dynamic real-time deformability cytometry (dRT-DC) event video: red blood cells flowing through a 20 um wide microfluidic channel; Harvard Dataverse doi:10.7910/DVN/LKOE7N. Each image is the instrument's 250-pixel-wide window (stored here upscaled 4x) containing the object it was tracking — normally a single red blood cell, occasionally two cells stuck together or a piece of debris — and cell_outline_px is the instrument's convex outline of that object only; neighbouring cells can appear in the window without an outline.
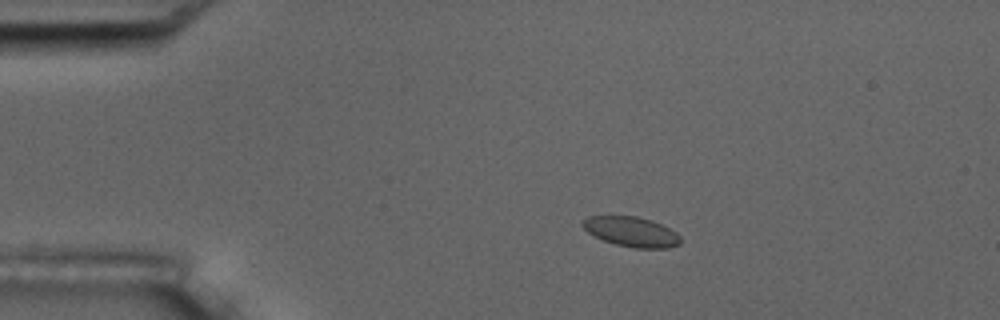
{"species": "common noctule bat (a hibernating species)", "species_latin": "Nyctalus noctula", "temperature_condition": "room temperature", "stored_images_in_passage": 7, "camera_frame_rate_fps": 3000, "um_per_image_px": 0.085, "animal": {"sex": "male", "body_mass_g": 17.5, "forearm_length_mm": 52.3}, "frame": {"image": 1, "passage_image": 3, "time_ms": 2.333, "image_size_px": [1000, 320], "cell_outline_px": [[680, 244], [668, 248], [636, 248], [616, 244], [604, 240], [588, 232], [580, 224], [580, 220], [588, 216], [636, 216], [652, 220], [676, 232], [680, 236]], "centroid_in_image_um": [53.65, 19.68], "position_along_channel_um": 31.3, "area_um2": 16.99}}
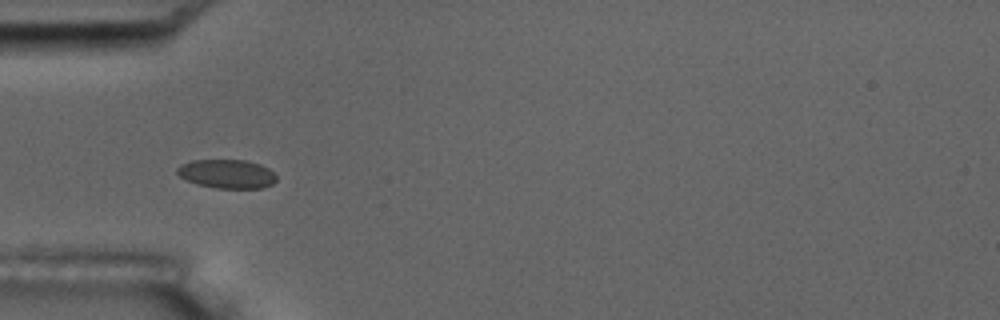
{"frame": {"image": 2, "passage_image": 5, "time_ms": 4.667, "image_size_px": [1000, 320], "cell_outline_px": [[276, 180], [272, 184], [260, 188], [216, 188], [196, 184], [184, 180], [176, 172], [176, 168], [180, 164], [192, 160], [244, 160], [260, 164], [268, 168], [276, 176]], "centroid_in_image_um": [19.24, 14.78], "position_along_channel_um": 65.8, "area_um2": 16.76}}